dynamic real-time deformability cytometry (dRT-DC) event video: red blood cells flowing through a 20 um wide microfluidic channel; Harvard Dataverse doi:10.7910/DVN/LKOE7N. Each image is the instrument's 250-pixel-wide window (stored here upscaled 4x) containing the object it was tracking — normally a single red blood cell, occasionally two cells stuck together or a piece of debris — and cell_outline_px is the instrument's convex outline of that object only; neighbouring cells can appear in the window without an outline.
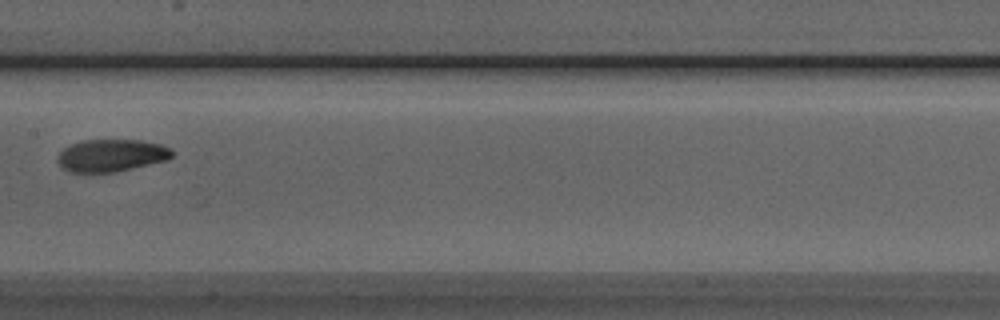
{"species": "Egyptian fruit bat (a non-hibernating species)", "species_latin": "Rousettus aegyptiacus", "temperature_condition": "room temperature", "stored_images_in_passage": 8, "camera_frame_rate_fps": 3000, "um_per_image_px": 0.085, "animal": {"sex": "male"}, "frame": {"image": 1, "passage_image": 8, "time_ms": 2.333, "image_size_px": [1000, 320], "cell_outline_px": [[176, 152], [168, 160], [116, 172], [68, 172], [56, 160], [60, 152], [68, 144], [84, 140], [140, 140], [160, 144], [172, 148]], "centroid_in_image_um": [9.49, 13.21], "position_along_channel_um": 197.9, "area_um2": 21.79}}